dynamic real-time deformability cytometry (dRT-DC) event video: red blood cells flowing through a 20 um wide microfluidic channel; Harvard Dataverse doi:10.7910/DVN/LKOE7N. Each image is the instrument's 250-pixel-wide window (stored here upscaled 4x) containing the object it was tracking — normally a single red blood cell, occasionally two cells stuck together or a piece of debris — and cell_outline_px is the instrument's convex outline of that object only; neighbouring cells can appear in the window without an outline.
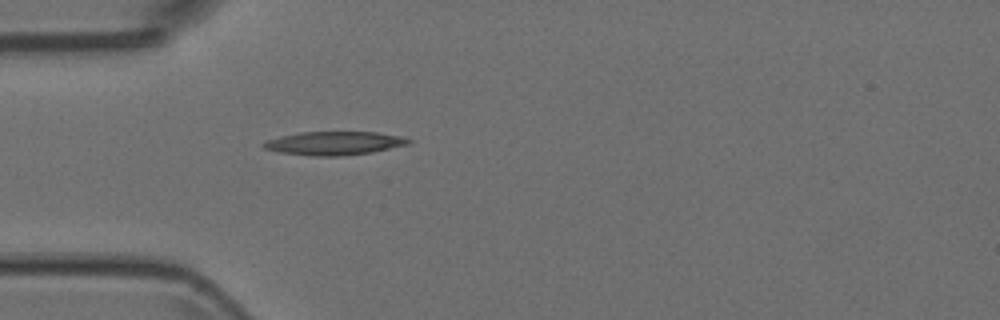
{"species": "Egyptian fruit bat (a non-hibernating species)", "species_latin": "Rousettus aegyptiacus", "temperature_condition": "room temperature", "stored_images_in_passage": 2, "camera_frame_rate_fps": 3000, "um_per_image_px": 0.085, "animal": {"sex": "female"}, "frame": {"image": 1, "passage_image": 2, "time_ms": 0.333, "image_size_px": [1000, 320], "cell_outline_px": [[412, 140], [408, 144], [372, 152], [344, 156], [312, 156], [280, 152], [264, 148], [260, 144], [268, 140], [280, 136], [300, 132], [376, 132], [400, 136]], "centroid_in_image_um": [28.39, 12.17], "position_along_channel_um": 56.6, "area_um2": 19.77}}